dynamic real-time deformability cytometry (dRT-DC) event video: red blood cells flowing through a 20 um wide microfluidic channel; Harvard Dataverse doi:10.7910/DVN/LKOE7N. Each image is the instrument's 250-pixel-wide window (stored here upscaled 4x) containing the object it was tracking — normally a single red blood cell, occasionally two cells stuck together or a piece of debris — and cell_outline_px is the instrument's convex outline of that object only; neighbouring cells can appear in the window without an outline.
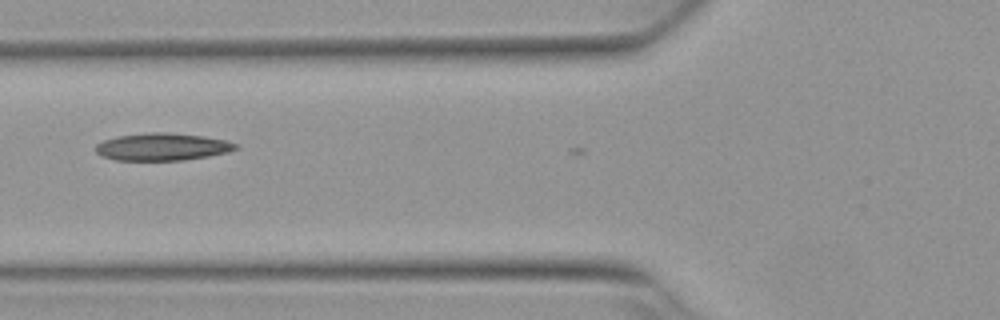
{"species": "Egyptian fruit bat (a non-hibernating species)", "species_latin": "Rousettus aegyptiacus", "temperature_condition": "warm", "stored_images_in_passage": 14, "camera_frame_rate_fps": 3000, "um_per_image_px": 0.085, "animal": {"sex": "female"}, "frame": {"image": 1, "passage_image": 13, "time_ms": 4.0, "image_size_px": [1000, 320], "cell_outline_px": [[240, 148], [208, 156], [184, 160], [116, 160], [104, 156], [96, 152], [96, 144], [104, 140], [116, 136], [148, 132], [168, 132], [204, 136], [228, 140], [240, 144]], "centroid_in_image_um": [13.83, 12.46], "position_along_channel_um": 112.0, "area_um2": 22.43}}